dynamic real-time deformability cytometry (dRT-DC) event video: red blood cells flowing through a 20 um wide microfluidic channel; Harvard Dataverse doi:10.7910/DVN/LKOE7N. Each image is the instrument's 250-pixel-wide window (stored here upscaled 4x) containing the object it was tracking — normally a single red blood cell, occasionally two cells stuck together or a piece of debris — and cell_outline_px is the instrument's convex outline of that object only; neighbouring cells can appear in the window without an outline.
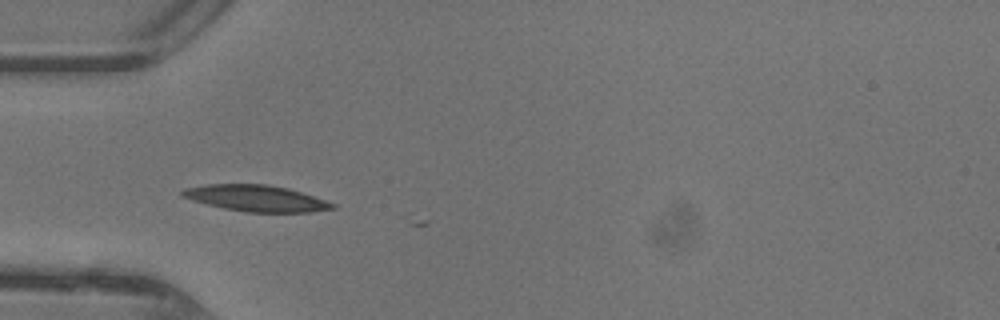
{"species": "common noctule bat (a hibernating species)", "species_latin": "Nyctalus noctula", "temperature_condition": "warm", "stored_images_in_passage": 3, "camera_frame_rate_fps": 3000, "um_per_image_px": 0.085, "animal": {"sex": "female"}, "frame": {"image": 1, "passage_image": 2, "time_ms": 0.333, "image_size_px": [1000, 320], "cell_outline_px": [[336, 208], [312, 212], [244, 212], [224, 208], [192, 200], [180, 196], [180, 192], [188, 188], [208, 184], [268, 184], [288, 188], [336, 204]], "centroid_in_image_um": [21.78, 16.85], "position_along_channel_um": 63.2, "area_um2": 22.77}}